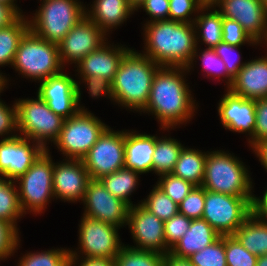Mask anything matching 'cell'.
Instances as JSON below:
<instances>
[{
	"instance_id": "obj_20",
	"label": "cell",
	"mask_w": 267,
	"mask_h": 266,
	"mask_svg": "<svg viewBox=\"0 0 267 266\" xmlns=\"http://www.w3.org/2000/svg\"><path fill=\"white\" fill-rule=\"evenodd\" d=\"M217 105L220 124L225 130L245 134L248 142L255 128V100L234 94L228 88Z\"/></svg>"
},
{
	"instance_id": "obj_47",
	"label": "cell",
	"mask_w": 267,
	"mask_h": 266,
	"mask_svg": "<svg viewBox=\"0 0 267 266\" xmlns=\"http://www.w3.org/2000/svg\"><path fill=\"white\" fill-rule=\"evenodd\" d=\"M11 105V106H10ZM18 135L17 107L15 101L7 105L0 99V138L7 139Z\"/></svg>"
},
{
	"instance_id": "obj_17",
	"label": "cell",
	"mask_w": 267,
	"mask_h": 266,
	"mask_svg": "<svg viewBox=\"0 0 267 266\" xmlns=\"http://www.w3.org/2000/svg\"><path fill=\"white\" fill-rule=\"evenodd\" d=\"M44 151L40 144L20 135L0 139V175L15 181Z\"/></svg>"
},
{
	"instance_id": "obj_42",
	"label": "cell",
	"mask_w": 267,
	"mask_h": 266,
	"mask_svg": "<svg viewBox=\"0 0 267 266\" xmlns=\"http://www.w3.org/2000/svg\"><path fill=\"white\" fill-rule=\"evenodd\" d=\"M19 232L12 224L0 219V262H5L20 249L21 237Z\"/></svg>"
},
{
	"instance_id": "obj_54",
	"label": "cell",
	"mask_w": 267,
	"mask_h": 266,
	"mask_svg": "<svg viewBox=\"0 0 267 266\" xmlns=\"http://www.w3.org/2000/svg\"><path fill=\"white\" fill-rule=\"evenodd\" d=\"M251 150L267 172V140L255 144Z\"/></svg>"
},
{
	"instance_id": "obj_4",
	"label": "cell",
	"mask_w": 267,
	"mask_h": 266,
	"mask_svg": "<svg viewBox=\"0 0 267 266\" xmlns=\"http://www.w3.org/2000/svg\"><path fill=\"white\" fill-rule=\"evenodd\" d=\"M241 160L228 150H208L202 187L211 192L245 197L252 204L253 179Z\"/></svg>"
},
{
	"instance_id": "obj_56",
	"label": "cell",
	"mask_w": 267,
	"mask_h": 266,
	"mask_svg": "<svg viewBox=\"0 0 267 266\" xmlns=\"http://www.w3.org/2000/svg\"><path fill=\"white\" fill-rule=\"evenodd\" d=\"M17 0H0V3L6 4V5H13L21 14H23V10L19 7V4H17Z\"/></svg>"
},
{
	"instance_id": "obj_35",
	"label": "cell",
	"mask_w": 267,
	"mask_h": 266,
	"mask_svg": "<svg viewBox=\"0 0 267 266\" xmlns=\"http://www.w3.org/2000/svg\"><path fill=\"white\" fill-rule=\"evenodd\" d=\"M146 197L138 203L163 222L179 212L178 205L156 185H153V189H151Z\"/></svg>"
},
{
	"instance_id": "obj_51",
	"label": "cell",
	"mask_w": 267,
	"mask_h": 266,
	"mask_svg": "<svg viewBox=\"0 0 267 266\" xmlns=\"http://www.w3.org/2000/svg\"><path fill=\"white\" fill-rule=\"evenodd\" d=\"M21 13L13 6L0 3V28L13 23Z\"/></svg>"
},
{
	"instance_id": "obj_30",
	"label": "cell",
	"mask_w": 267,
	"mask_h": 266,
	"mask_svg": "<svg viewBox=\"0 0 267 266\" xmlns=\"http://www.w3.org/2000/svg\"><path fill=\"white\" fill-rule=\"evenodd\" d=\"M167 136H156L152 173H155L157 177L173 172L179 155L185 146L178 139L171 137L170 134Z\"/></svg>"
},
{
	"instance_id": "obj_15",
	"label": "cell",
	"mask_w": 267,
	"mask_h": 266,
	"mask_svg": "<svg viewBox=\"0 0 267 266\" xmlns=\"http://www.w3.org/2000/svg\"><path fill=\"white\" fill-rule=\"evenodd\" d=\"M127 226L133 239V245L125 244L139 250H151L166 254L167 248L164 237V222L150 213L141 204L130 207ZM136 243V244H135Z\"/></svg>"
},
{
	"instance_id": "obj_26",
	"label": "cell",
	"mask_w": 267,
	"mask_h": 266,
	"mask_svg": "<svg viewBox=\"0 0 267 266\" xmlns=\"http://www.w3.org/2000/svg\"><path fill=\"white\" fill-rule=\"evenodd\" d=\"M223 16L213 6L206 3L198 12L194 20L196 46L206 45L205 48L214 49L222 42ZM201 42V43H200Z\"/></svg>"
},
{
	"instance_id": "obj_5",
	"label": "cell",
	"mask_w": 267,
	"mask_h": 266,
	"mask_svg": "<svg viewBox=\"0 0 267 266\" xmlns=\"http://www.w3.org/2000/svg\"><path fill=\"white\" fill-rule=\"evenodd\" d=\"M11 68L18 72L19 77L21 75L36 83L64 70L58 45L36 36L30 30L21 39Z\"/></svg>"
},
{
	"instance_id": "obj_29",
	"label": "cell",
	"mask_w": 267,
	"mask_h": 266,
	"mask_svg": "<svg viewBox=\"0 0 267 266\" xmlns=\"http://www.w3.org/2000/svg\"><path fill=\"white\" fill-rule=\"evenodd\" d=\"M25 14L26 12L21 14L10 25L0 28V67L12 65L21 39L30 30Z\"/></svg>"
},
{
	"instance_id": "obj_52",
	"label": "cell",
	"mask_w": 267,
	"mask_h": 266,
	"mask_svg": "<svg viewBox=\"0 0 267 266\" xmlns=\"http://www.w3.org/2000/svg\"><path fill=\"white\" fill-rule=\"evenodd\" d=\"M263 191V196L254 194L252 200V213L262 220H267V188Z\"/></svg>"
},
{
	"instance_id": "obj_6",
	"label": "cell",
	"mask_w": 267,
	"mask_h": 266,
	"mask_svg": "<svg viewBox=\"0 0 267 266\" xmlns=\"http://www.w3.org/2000/svg\"><path fill=\"white\" fill-rule=\"evenodd\" d=\"M35 13L27 15L29 29L48 42L59 44L86 15L81 0H43Z\"/></svg>"
},
{
	"instance_id": "obj_61",
	"label": "cell",
	"mask_w": 267,
	"mask_h": 266,
	"mask_svg": "<svg viewBox=\"0 0 267 266\" xmlns=\"http://www.w3.org/2000/svg\"><path fill=\"white\" fill-rule=\"evenodd\" d=\"M267 11V0H262Z\"/></svg>"
},
{
	"instance_id": "obj_24",
	"label": "cell",
	"mask_w": 267,
	"mask_h": 266,
	"mask_svg": "<svg viewBox=\"0 0 267 266\" xmlns=\"http://www.w3.org/2000/svg\"><path fill=\"white\" fill-rule=\"evenodd\" d=\"M88 6L85 7L86 16L107 36L135 14V9L127 0H93Z\"/></svg>"
},
{
	"instance_id": "obj_13",
	"label": "cell",
	"mask_w": 267,
	"mask_h": 266,
	"mask_svg": "<svg viewBox=\"0 0 267 266\" xmlns=\"http://www.w3.org/2000/svg\"><path fill=\"white\" fill-rule=\"evenodd\" d=\"M108 37L85 15L58 44L63 67L67 68L66 66L72 64L75 67L83 57L106 43Z\"/></svg>"
},
{
	"instance_id": "obj_27",
	"label": "cell",
	"mask_w": 267,
	"mask_h": 266,
	"mask_svg": "<svg viewBox=\"0 0 267 266\" xmlns=\"http://www.w3.org/2000/svg\"><path fill=\"white\" fill-rule=\"evenodd\" d=\"M233 236L252 254L267 255V220L251 213Z\"/></svg>"
},
{
	"instance_id": "obj_9",
	"label": "cell",
	"mask_w": 267,
	"mask_h": 266,
	"mask_svg": "<svg viewBox=\"0 0 267 266\" xmlns=\"http://www.w3.org/2000/svg\"><path fill=\"white\" fill-rule=\"evenodd\" d=\"M108 126L91 111H79L64 120L53 145L62 158L82 160Z\"/></svg>"
},
{
	"instance_id": "obj_57",
	"label": "cell",
	"mask_w": 267,
	"mask_h": 266,
	"mask_svg": "<svg viewBox=\"0 0 267 266\" xmlns=\"http://www.w3.org/2000/svg\"><path fill=\"white\" fill-rule=\"evenodd\" d=\"M256 266H267V255L258 256Z\"/></svg>"
},
{
	"instance_id": "obj_41",
	"label": "cell",
	"mask_w": 267,
	"mask_h": 266,
	"mask_svg": "<svg viewBox=\"0 0 267 266\" xmlns=\"http://www.w3.org/2000/svg\"><path fill=\"white\" fill-rule=\"evenodd\" d=\"M205 4L203 0H169V20L194 23Z\"/></svg>"
},
{
	"instance_id": "obj_49",
	"label": "cell",
	"mask_w": 267,
	"mask_h": 266,
	"mask_svg": "<svg viewBox=\"0 0 267 266\" xmlns=\"http://www.w3.org/2000/svg\"><path fill=\"white\" fill-rule=\"evenodd\" d=\"M141 9L150 18L146 19L145 23L169 20V0H143L135 12H141Z\"/></svg>"
},
{
	"instance_id": "obj_37",
	"label": "cell",
	"mask_w": 267,
	"mask_h": 266,
	"mask_svg": "<svg viewBox=\"0 0 267 266\" xmlns=\"http://www.w3.org/2000/svg\"><path fill=\"white\" fill-rule=\"evenodd\" d=\"M80 80H76L77 85V103L79 111H90L88 108L85 109L86 106L81 104V97L82 91L81 87L85 86L89 92V97L93 98L94 100L98 98L105 97L107 100L110 99L111 103L113 102L112 96V85L111 82L105 78L97 77V76H79L77 77ZM84 83V85L82 84ZM83 85V86H82ZM81 86V87H80ZM83 105V106H82Z\"/></svg>"
},
{
	"instance_id": "obj_46",
	"label": "cell",
	"mask_w": 267,
	"mask_h": 266,
	"mask_svg": "<svg viewBox=\"0 0 267 266\" xmlns=\"http://www.w3.org/2000/svg\"><path fill=\"white\" fill-rule=\"evenodd\" d=\"M192 219L181 213L164 222V237L167 248L170 250L189 229Z\"/></svg>"
},
{
	"instance_id": "obj_1",
	"label": "cell",
	"mask_w": 267,
	"mask_h": 266,
	"mask_svg": "<svg viewBox=\"0 0 267 266\" xmlns=\"http://www.w3.org/2000/svg\"><path fill=\"white\" fill-rule=\"evenodd\" d=\"M188 74L186 67L168 66H161L155 73L148 103L140 115L155 117L159 131L167 133L186 126L197 114L199 105L191 94L190 83H186Z\"/></svg>"
},
{
	"instance_id": "obj_55",
	"label": "cell",
	"mask_w": 267,
	"mask_h": 266,
	"mask_svg": "<svg viewBox=\"0 0 267 266\" xmlns=\"http://www.w3.org/2000/svg\"><path fill=\"white\" fill-rule=\"evenodd\" d=\"M5 74L6 73L1 72L0 69V97L2 96L1 94L3 91L9 87V83L11 81V79H9V77H7Z\"/></svg>"
},
{
	"instance_id": "obj_38",
	"label": "cell",
	"mask_w": 267,
	"mask_h": 266,
	"mask_svg": "<svg viewBox=\"0 0 267 266\" xmlns=\"http://www.w3.org/2000/svg\"><path fill=\"white\" fill-rule=\"evenodd\" d=\"M193 266H227L225 236L188 257Z\"/></svg>"
},
{
	"instance_id": "obj_59",
	"label": "cell",
	"mask_w": 267,
	"mask_h": 266,
	"mask_svg": "<svg viewBox=\"0 0 267 266\" xmlns=\"http://www.w3.org/2000/svg\"><path fill=\"white\" fill-rule=\"evenodd\" d=\"M259 45H260V47H262L263 45H264V47H265V45L267 47V33H266L265 39ZM266 53H267V51H266Z\"/></svg>"
},
{
	"instance_id": "obj_7",
	"label": "cell",
	"mask_w": 267,
	"mask_h": 266,
	"mask_svg": "<svg viewBox=\"0 0 267 266\" xmlns=\"http://www.w3.org/2000/svg\"><path fill=\"white\" fill-rule=\"evenodd\" d=\"M45 150L33 165L15 180L19 204L24 215L32 213L41 216L51 201L53 191L54 161L50 152ZM50 202V203H49Z\"/></svg>"
},
{
	"instance_id": "obj_22",
	"label": "cell",
	"mask_w": 267,
	"mask_h": 266,
	"mask_svg": "<svg viewBox=\"0 0 267 266\" xmlns=\"http://www.w3.org/2000/svg\"><path fill=\"white\" fill-rule=\"evenodd\" d=\"M228 89L246 99L267 97V54L246 60Z\"/></svg>"
},
{
	"instance_id": "obj_40",
	"label": "cell",
	"mask_w": 267,
	"mask_h": 266,
	"mask_svg": "<svg viewBox=\"0 0 267 266\" xmlns=\"http://www.w3.org/2000/svg\"><path fill=\"white\" fill-rule=\"evenodd\" d=\"M227 266H256L258 256L249 252L233 235L225 236Z\"/></svg>"
},
{
	"instance_id": "obj_23",
	"label": "cell",
	"mask_w": 267,
	"mask_h": 266,
	"mask_svg": "<svg viewBox=\"0 0 267 266\" xmlns=\"http://www.w3.org/2000/svg\"><path fill=\"white\" fill-rule=\"evenodd\" d=\"M130 130L124 129V167L141 175L151 173L156 135Z\"/></svg>"
},
{
	"instance_id": "obj_39",
	"label": "cell",
	"mask_w": 267,
	"mask_h": 266,
	"mask_svg": "<svg viewBox=\"0 0 267 266\" xmlns=\"http://www.w3.org/2000/svg\"><path fill=\"white\" fill-rule=\"evenodd\" d=\"M157 179L155 185L177 205H179L195 187L191 182L185 181L172 173L161 175Z\"/></svg>"
},
{
	"instance_id": "obj_31",
	"label": "cell",
	"mask_w": 267,
	"mask_h": 266,
	"mask_svg": "<svg viewBox=\"0 0 267 266\" xmlns=\"http://www.w3.org/2000/svg\"><path fill=\"white\" fill-rule=\"evenodd\" d=\"M140 175L132 169L123 167L99 180L113 196L132 207L135 204L131 201V196L139 187Z\"/></svg>"
},
{
	"instance_id": "obj_3",
	"label": "cell",
	"mask_w": 267,
	"mask_h": 266,
	"mask_svg": "<svg viewBox=\"0 0 267 266\" xmlns=\"http://www.w3.org/2000/svg\"><path fill=\"white\" fill-rule=\"evenodd\" d=\"M161 66L135 49L123 57L112 85L113 105L141 112L147 105L152 81Z\"/></svg>"
},
{
	"instance_id": "obj_18",
	"label": "cell",
	"mask_w": 267,
	"mask_h": 266,
	"mask_svg": "<svg viewBox=\"0 0 267 266\" xmlns=\"http://www.w3.org/2000/svg\"><path fill=\"white\" fill-rule=\"evenodd\" d=\"M91 180L84 162L77 159H62L53 169V191L57 201L81 203Z\"/></svg>"
},
{
	"instance_id": "obj_34",
	"label": "cell",
	"mask_w": 267,
	"mask_h": 266,
	"mask_svg": "<svg viewBox=\"0 0 267 266\" xmlns=\"http://www.w3.org/2000/svg\"><path fill=\"white\" fill-rule=\"evenodd\" d=\"M26 252L19 257L16 266H69L70 248L67 247Z\"/></svg>"
},
{
	"instance_id": "obj_48",
	"label": "cell",
	"mask_w": 267,
	"mask_h": 266,
	"mask_svg": "<svg viewBox=\"0 0 267 266\" xmlns=\"http://www.w3.org/2000/svg\"><path fill=\"white\" fill-rule=\"evenodd\" d=\"M255 115L253 137L248 141L250 149L255 144L267 140V97L255 99Z\"/></svg>"
},
{
	"instance_id": "obj_43",
	"label": "cell",
	"mask_w": 267,
	"mask_h": 266,
	"mask_svg": "<svg viewBox=\"0 0 267 266\" xmlns=\"http://www.w3.org/2000/svg\"><path fill=\"white\" fill-rule=\"evenodd\" d=\"M205 189L195 186L178 205L179 213L192 220L201 219L204 213Z\"/></svg>"
},
{
	"instance_id": "obj_25",
	"label": "cell",
	"mask_w": 267,
	"mask_h": 266,
	"mask_svg": "<svg viewBox=\"0 0 267 266\" xmlns=\"http://www.w3.org/2000/svg\"><path fill=\"white\" fill-rule=\"evenodd\" d=\"M221 235L204 219L191 221L189 229L182 238L170 249L180 257H190L206 246L214 243Z\"/></svg>"
},
{
	"instance_id": "obj_36",
	"label": "cell",
	"mask_w": 267,
	"mask_h": 266,
	"mask_svg": "<svg viewBox=\"0 0 267 266\" xmlns=\"http://www.w3.org/2000/svg\"><path fill=\"white\" fill-rule=\"evenodd\" d=\"M114 260L115 266H163L164 254L124 244Z\"/></svg>"
},
{
	"instance_id": "obj_32",
	"label": "cell",
	"mask_w": 267,
	"mask_h": 266,
	"mask_svg": "<svg viewBox=\"0 0 267 266\" xmlns=\"http://www.w3.org/2000/svg\"><path fill=\"white\" fill-rule=\"evenodd\" d=\"M200 46L201 45L196 47L193 58L187 67L188 72L189 73L190 71L192 72L194 66L196 67L197 60L198 61L201 60L202 65L200 66L202 67L201 72L205 73V74L203 73V75H205L204 78L205 77L208 79L212 78L214 80L217 79L218 81H221L223 78L222 81L226 83L225 86L227 89L231 85L233 79L227 74L225 63L216 54L214 49L211 48L201 49Z\"/></svg>"
},
{
	"instance_id": "obj_50",
	"label": "cell",
	"mask_w": 267,
	"mask_h": 266,
	"mask_svg": "<svg viewBox=\"0 0 267 266\" xmlns=\"http://www.w3.org/2000/svg\"><path fill=\"white\" fill-rule=\"evenodd\" d=\"M69 266H115V260L111 258H88L70 256Z\"/></svg>"
},
{
	"instance_id": "obj_19",
	"label": "cell",
	"mask_w": 267,
	"mask_h": 266,
	"mask_svg": "<svg viewBox=\"0 0 267 266\" xmlns=\"http://www.w3.org/2000/svg\"><path fill=\"white\" fill-rule=\"evenodd\" d=\"M50 110L64 119L79 112L76 79L64 69L61 73L39 82L36 92Z\"/></svg>"
},
{
	"instance_id": "obj_8",
	"label": "cell",
	"mask_w": 267,
	"mask_h": 266,
	"mask_svg": "<svg viewBox=\"0 0 267 266\" xmlns=\"http://www.w3.org/2000/svg\"><path fill=\"white\" fill-rule=\"evenodd\" d=\"M18 135L40 144L45 150L54 143L62 129L64 118L55 114L37 94L36 98H17Z\"/></svg>"
},
{
	"instance_id": "obj_33",
	"label": "cell",
	"mask_w": 267,
	"mask_h": 266,
	"mask_svg": "<svg viewBox=\"0 0 267 266\" xmlns=\"http://www.w3.org/2000/svg\"><path fill=\"white\" fill-rule=\"evenodd\" d=\"M24 216L15 181L0 175V219L9 222L20 232L17 223Z\"/></svg>"
},
{
	"instance_id": "obj_45",
	"label": "cell",
	"mask_w": 267,
	"mask_h": 266,
	"mask_svg": "<svg viewBox=\"0 0 267 266\" xmlns=\"http://www.w3.org/2000/svg\"><path fill=\"white\" fill-rule=\"evenodd\" d=\"M222 42L234 46H245V44L250 47L256 46L255 48L258 46L244 31L239 22L225 17L222 21Z\"/></svg>"
},
{
	"instance_id": "obj_60",
	"label": "cell",
	"mask_w": 267,
	"mask_h": 266,
	"mask_svg": "<svg viewBox=\"0 0 267 266\" xmlns=\"http://www.w3.org/2000/svg\"><path fill=\"white\" fill-rule=\"evenodd\" d=\"M205 3H212L214 2L215 0H203Z\"/></svg>"
},
{
	"instance_id": "obj_10",
	"label": "cell",
	"mask_w": 267,
	"mask_h": 266,
	"mask_svg": "<svg viewBox=\"0 0 267 266\" xmlns=\"http://www.w3.org/2000/svg\"><path fill=\"white\" fill-rule=\"evenodd\" d=\"M78 224V247L70 249V256L115 259L124 245L120 238L121 228L85 215Z\"/></svg>"
},
{
	"instance_id": "obj_53",
	"label": "cell",
	"mask_w": 267,
	"mask_h": 266,
	"mask_svg": "<svg viewBox=\"0 0 267 266\" xmlns=\"http://www.w3.org/2000/svg\"><path fill=\"white\" fill-rule=\"evenodd\" d=\"M163 266H193L189 258L177 256L170 251L164 254Z\"/></svg>"
},
{
	"instance_id": "obj_58",
	"label": "cell",
	"mask_w": 267,
	"mask_h": 266,
	"mask_svg": "<svg viewBox=\"0 0 267 266\" xmlns=\"http://www.w3.org/2000/svg\"><path fill=\"white\" fill-rule=\"evenodd\" d=\"M127 1L134 9H136L143 0H127Z\"/></svg>"
},
{
	"instance_id": "obj_21",
	"label": "cell",
	"mask_w": 267,
	"mask_h": 266,
	"mask_svg": "<svg viewBox=\"0 0 267 266\" xmlns=\"http://www.w3.org/2000/svg\"><path fill=\"white\" fill-rule=\"evenodd\" d=\"M114 44L109 40L83 57L74 67L75 73L77 72L74 76H97L112 83L124 55L131 49L125 44Z\"/></svg>"
},
{
	"instance_id": "obj_2",
	"label": "cell",
	"mask_w": 267,
	"mask_h": 266,
	"mask_svg": "<svg viewBox=\"0 0 267 266\" xmlns=\"http://www.w3.org/2000/svg\"><path fill=\"white\" fill-rule=\"evenodd\" d=\"M142 27V54L160 66L188 67L197 47L193 23L162 20Z\"/></svg>"
},
{
	"instance_id": "obj_28",
	"label": "cell",
	"mask_w": 267,
	"mask_h": 266,
	"mask_svg": "<svg viewBox=\"0 0 267 266\" xmlns=\"http://www.w3.org/2000/svg\"><path fill=\"white\" fill-rule=\"evenodd\" d=\"M207 153L208 151L184 146L172 174L195 186H202Z\"/></svg>"
},
{
	"instance_id": "obj_11",
	"label": "cell",
	"mask_w": 267,
	"mask_h": 266,
	"mask_svg": "<svg viewBox=\"0 0 267 266\" xmlns=\"http://www.w3.org/2000/svg\"><path fill=\"white\" fill-rule=\"evenodd\" d=\"M251 213L252 205L245 197L205 190L202 219L221 236L233 235Z\"/></svg>"
},
{
	"instance_id": "obj_44",
	"label": "cell",
	"mask_w": 267,
	"mask_h": 266,
	"mask_svg": "<svg viewBox=\"0 0 267 266\" xmlns=\"http://www.w3.org/2000/svg\"><path fill=\"white\" fill-rule=\"evenodd\" d=\"M241 47L242 46H234L221 42L214 48L216 54L225 63L227 74L232 79L246 63V61H242V53H240Z\"/></svg>"
},
{
	"instance_id": "obj_14",
	"label": "cell",
	"mask_w": 267,
	"mask_h": 266,
	"mask_svg": "<svg viewBox=\"0 0 267 266\" xmlns=\"http://www.w3.org/2000/svg\"><path fill=\"white\" fill-rule=\"evenodd\" d=\"M81 203L84 204L82 215L126 228L130 206L113 196L100 180L89 181Z\"/></svg>"
},
{
	"instance_id": "obj_16",
	"label": "cell",
	"mask_w": 267,
	"mask_h": 266,
	"mask_svg": "<svg viewBox=\"0 0 267 266\" xmlns=\"http://www.w3.org/2000/svg\"><path fill=\"white\" fill-rule=\"evenodd\" d=\"M213 6L225 18L241 24L259 46L267 33V11L262 0H215Z\"/></svg>"
},
{
	"instance_id": "obj_12",
	"label": "cell",
	"mask_w": 267,
	"mask_h": 266,
	"mask_svg": "<svg viewBox=\"0 0 267 266\" xmlns=\"http://www.w3.org/2000/svg\"><path fill=\"white\" fill-rule=\"evenodd\" d=\"M124 129L108 126L82 159L90 178L99 180L124 167Z\"/></svg>"
}]
</instances>
